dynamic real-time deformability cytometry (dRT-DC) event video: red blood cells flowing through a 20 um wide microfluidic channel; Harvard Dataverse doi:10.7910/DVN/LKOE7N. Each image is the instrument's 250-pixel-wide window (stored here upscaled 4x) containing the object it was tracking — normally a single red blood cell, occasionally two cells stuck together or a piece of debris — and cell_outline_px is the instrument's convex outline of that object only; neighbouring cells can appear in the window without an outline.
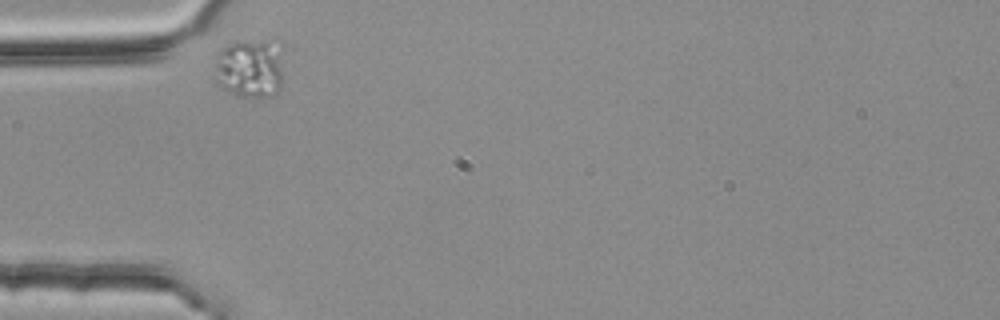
{"species": "common noctule bat (a hibernating species)", "species_latin": "Nyctalus noctula", "temperature_condition": "room temperature", "stored_images_in_passage": 3, "camera_frame_rate_fps": 3000, "um_per_image_px": 0.085, "animal": {"sex": "female", "body_mass_g": 25.1}, "frame": {"image": 1, "passage_image": 1, "time_ms": 0.0, "image_size_px": [1000, 320], "cell_outline_px": [[284, 48], [280, 88], [276, 92], [268, 96], [236, 96], [216, 84], [212, 80], [212, 76], [216, 56], [228, 44], [276, 36]], "centroid_in_image_um": [21.27, 5.73], "position_along_channel_um": 63.7, "area_um2": 25.03}}
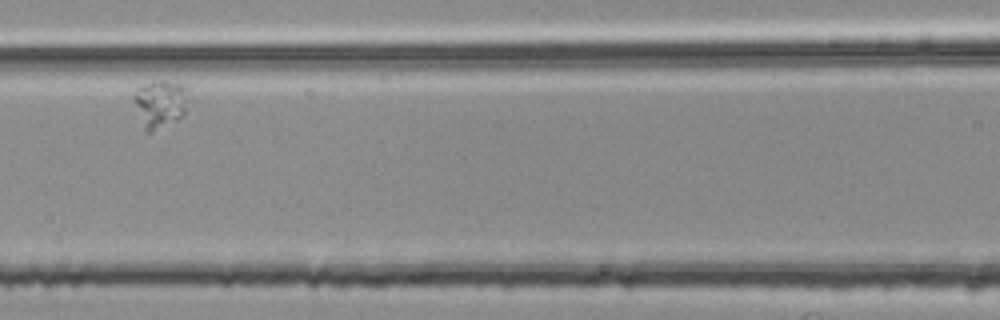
{"frame": {"image": 2, "passage_image": 3, "time_ms": 0.667, "image_size_px": [1000, 320], "cell_outline_px": [[188, 88], [184, 112], [176, 120], [148, 132], [144, 132], [132, 100], [132, 96], [136, 88], [152, 80], [176, 80], [188, 84]], "centroid_in_image_um": [13.58, 8.73], "position_along_channel_um": 153.0, "area_um2": 15.61}}